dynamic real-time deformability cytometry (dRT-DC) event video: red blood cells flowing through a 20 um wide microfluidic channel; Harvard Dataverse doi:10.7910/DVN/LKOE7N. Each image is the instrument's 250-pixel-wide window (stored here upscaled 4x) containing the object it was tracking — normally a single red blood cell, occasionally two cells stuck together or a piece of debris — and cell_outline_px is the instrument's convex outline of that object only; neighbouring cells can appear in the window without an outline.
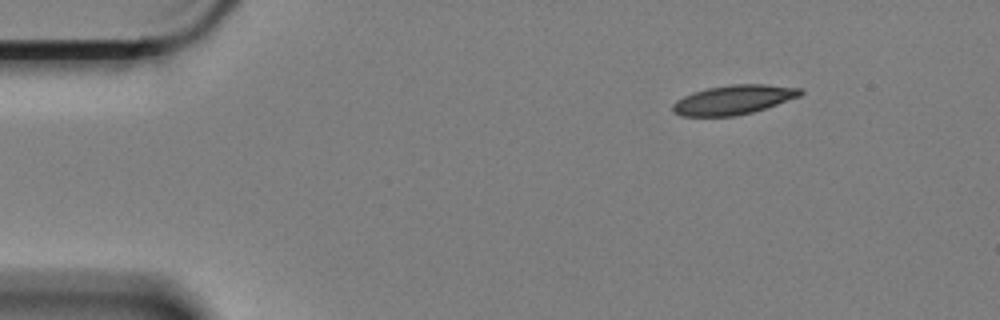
{"species": "Egyptian fruit bat (a non-hibernating species)", "species_latin": "Rousettus aegyptiacus", "temperature_condition": "cold", "stored_images_in_passage": 52, "camera_frame_rate_fps": 3000, "um_per_image_px": 0.085, "animal": {"sex": "female"}, "frame": {"image": 1, "passage_image": 1, "time_ms": 0.0, "image_size_px": [1000, 320], "cell_outline_px": [[804, 92], [800, 96], [752, 112], [736, 116], [680, 116], [672, 112], [672, 104], [676, 100], [692, 92], [708, 88], [732, 84], [764, 84], [800, 88]], "centroid_in_image_um": [62.3, 8.48], "position_along_channel_um": 22.7, "area_um2": 21.73}}
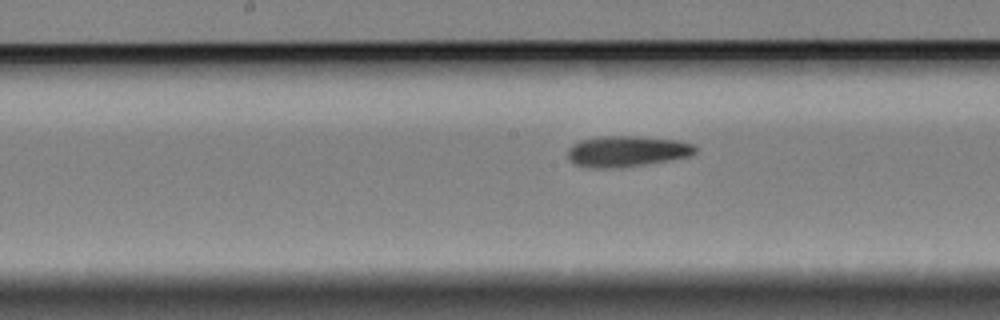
{"frame": {"image": 2, "passage_image": 23, "time_ms": 7.333, "image_size_px": [1000, 320], "cell_outline_px": [[696, 152], [688, 156], [644, 164], [604, 168], [592, 168], [576, 164], [568, 160], [568, 148], [572, 144], [580, 140], [600, 136], [636, 136], [680, 140], [692, 144], [696, 148]], "centroid_in_image_um": [53.24, 12.84], "position_along_channel_um": 195.0, "area_um2": 22.72}}
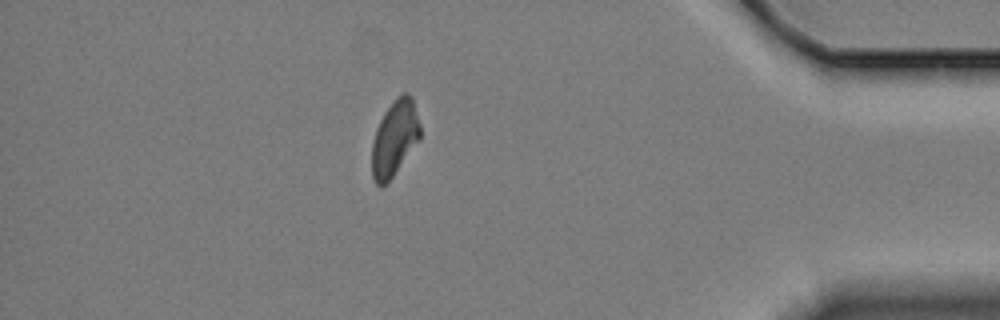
{"frame": {"image": 3, "passage_image": 45, "time_ms": 14.667, "image_size_px": [1000, 320], "cell_outline_px": [[420, 140], [392, 176], [380, 188], [376, 184], [372, 176], [372, 144], [376, 128], [384, 112], [400, 92], [408, 92], [412, 96], [420, 124]], "centroid_in_image_um": [33.55, 11.71], "position_along_channel_um": 401.7, "area_um2": 21.27}}